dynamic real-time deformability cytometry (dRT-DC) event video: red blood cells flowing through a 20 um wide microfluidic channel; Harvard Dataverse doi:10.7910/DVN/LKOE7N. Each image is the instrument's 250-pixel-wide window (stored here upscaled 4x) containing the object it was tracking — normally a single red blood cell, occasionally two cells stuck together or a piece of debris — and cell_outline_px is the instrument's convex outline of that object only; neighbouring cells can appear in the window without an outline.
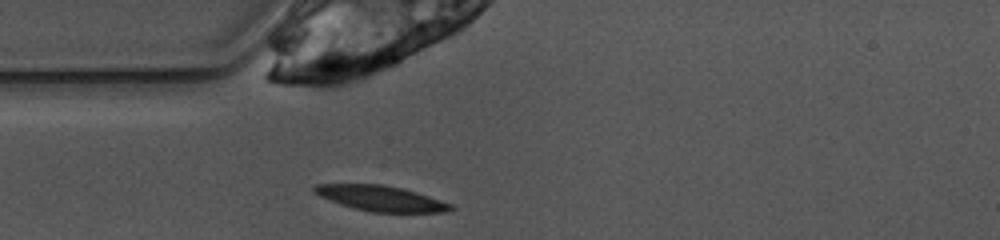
{"species": "common noctule bat (a hibernating species)", "species_latin": "Nyctalus noctula", "temperature_condition": "warm", "stored_images_in_passage": 39, "camera_frame_rate_fps": 3000, "um_per_image_px": 0.085, "animal": {"sex": "female", "body_mass_g": 10.0, "forearm_length_mm": 53.1}, "frame": {"image": 1, "passage_image": 1, "time_ms": 0.0, "image_size_px": [1000, 240], "cell_outline_px": [[456, 208], [448, 212], [372, 212], [340, 204], [320, 196], [312, 192], [312, 188], [316, 184], [384, 184], [416, 192], [456, 204]], "centroid_in_image_um": [32.44, 16.86], "position_along_channel_um": 52.6, "area_um2": 20.29}}
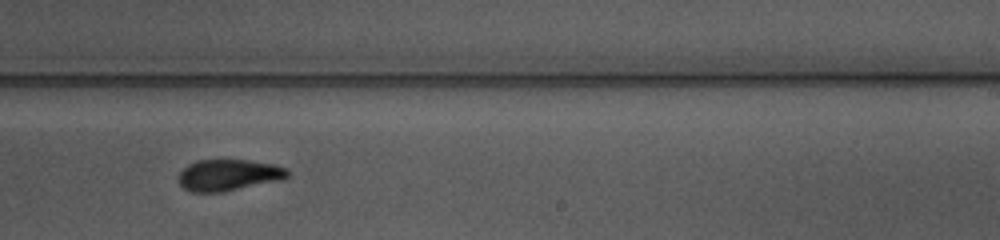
{"frame": {"image": 2, "passage_image": 18, "time_ms": 5.667, "image_size_px": [1000, 240], "cell_outline_px": [[288, 176], [280, 180], [224, 192], [192, 192], [184, 188], [180, 184], [180, 172], [188, 164], [196, 160], [248, 160], [276, 164], [288, 168]], "centroid_in_image_um": [19.45, 14.87], "position_along_channel_um": 269.5, "area_um2": 19.94}}
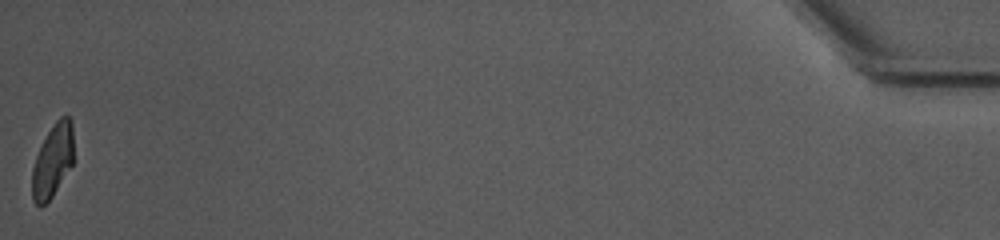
{"frame": {"image": 3, "passage_image": 39, "time_ms": 12.667, "image_size_px": [1000, 240], "cell_outline_px": [[72, 164], [52, 196], [40, 208], [32, 200], [32, 168], [36, 156], [48, 132], [56, 120], [60, 116], [68, 116], [72, 120]], "centroid_in_image_um": [4.46, 13.67], "position_along_channel_um": 430.7, "area_um2": 17.34}, "authors_computed_cell_mechanics": {"area_um2": 19.941, "velocity_mm_per_s": 3.8495, "shape_relaxation_time_tau1_ms": 2.744, "shape_relaxation_time_tau2_ms": 4.9581, "deformation_change_tau1": 0.1521, "deformation_change_tau2": 0.0821}}